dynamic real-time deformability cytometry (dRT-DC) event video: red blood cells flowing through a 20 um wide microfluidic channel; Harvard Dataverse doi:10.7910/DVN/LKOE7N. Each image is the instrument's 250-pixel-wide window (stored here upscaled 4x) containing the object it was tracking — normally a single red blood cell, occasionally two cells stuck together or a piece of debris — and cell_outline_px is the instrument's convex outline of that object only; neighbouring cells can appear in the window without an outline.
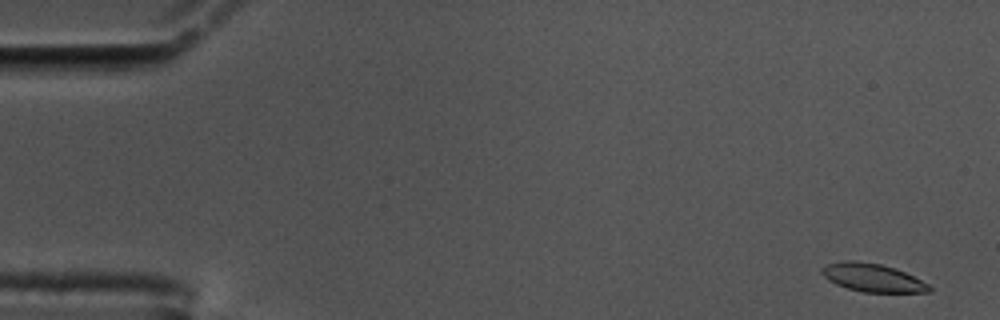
{"species": "common noctule bat (a hibernating species)", "species_latin": "Nyctalus noctula", "temperature_condition": "cold", "stored_images_in_passage": 58, "camera_frame_rate_fps": 3000, "um_per_image_px": 0.085, "animal": {"sex": "male", "body_mass_g": 17.5, "forearm_length_mm": 52.3}, "frame": {"image": 1, "passage_image": 2, "time_ms": 0.333, "image_size_px": [1000, 320], "cell_outline_px": [[932, 292], [864, 292], [848, 288], [836, 284], [828, 280], [820, 272], [820, 268], [828, 264], [844, 260], [856, 260], [880, 264], [904, 272], [928, 284], [932, 288]], "centroid_in_image_um": [74.13, 23.6], "position_along_channel_um": 10.9, "area_um2": 17.46}}
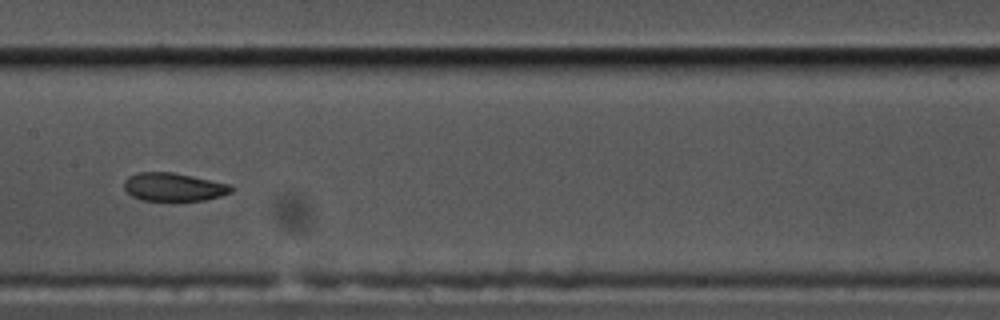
{"frame": {"image": 2, "passage_image": 29, "time_ms": 9.333, "image_size_px": [1000, 320], "cell_outline_px": [[232, 192], [220, 196], [204, 200], [140, 200], [132, 196], [124, 188], [124, 180], [128, 176], [136, 172], [172, 172], [232, 184]], "centroid_in_image_um": [14.75, 15.88], "position_along_channel_um": 192.7, "area_um2": 17.63}}
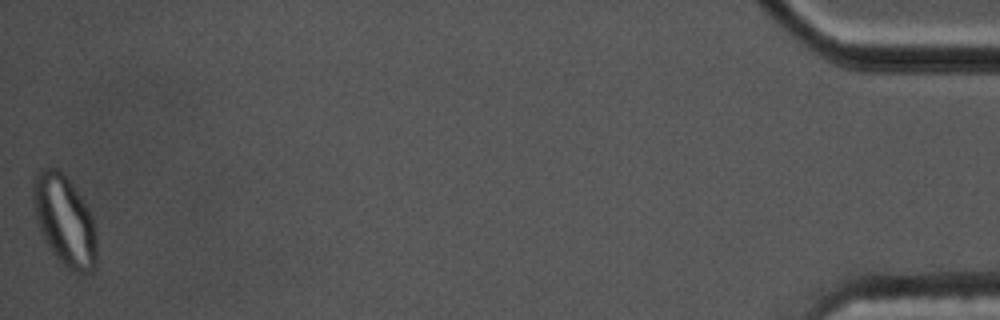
{"frame": {"image": 3, "passage_image": 58, "time_ms": 19.0, "image_size_px": [1000, 320], "cell_outline_px": [[96, 268], [92, 272], [76, 272], [68, 268], [52, 252], [44, 240], [36, 220], [32, 200], [32, 184], [40, 168], [60, 168], [72, 184], [88, 208], [92, 216], [96, 232]], "centroid_in_image_um": [5.48, 18.72], "position_along_channel_um": 429.7, "area_um2": 33.52}, "authors_computed_cell_mechanics": {"area_um2": 18.4093, "velocity_mm_per_s": 3.4423, "shape_relaxation_time_tau1_ms": 7.3844, "shape_relaxation_time_tau2_ms": 1.8729, "deformation_change_tau1": 0.202, "deformation_change_tau2": 0.0707}}